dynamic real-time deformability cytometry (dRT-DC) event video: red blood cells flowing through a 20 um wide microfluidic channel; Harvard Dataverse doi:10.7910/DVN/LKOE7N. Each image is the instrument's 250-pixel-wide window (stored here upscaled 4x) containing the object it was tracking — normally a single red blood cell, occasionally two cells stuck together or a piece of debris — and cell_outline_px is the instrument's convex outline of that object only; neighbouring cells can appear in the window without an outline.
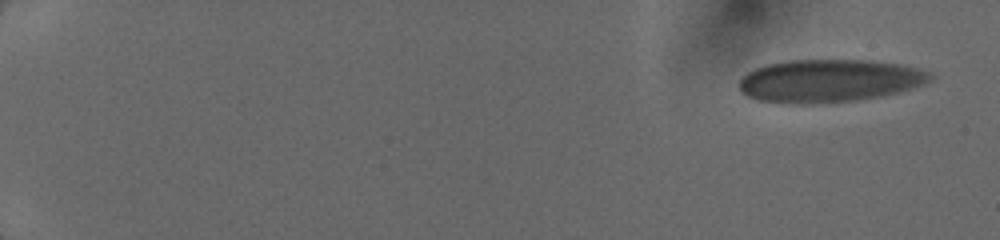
{"species": "human", "species_latin": "Homo sapiens", "temperature_condition": "cold", "stored_images_in_passage": 19, "camera_frame_rate_fps": 3000, "um_per_image_px": 0.085, "donor": {"sex": "female"}, "frame": {"image": 1, "passage_image": 1, "time_ms": 0.0, "image_size_px": [1000, 240], "cell_outline_px": [[932, 76], [924, 84], [896, 92], [880, 96], [856, 100], [828, 104], [796, 104], [760, 100], [748, 96], [740, 88], [740, 80], [748, 72], [764, 64], [792, 60], [868, 60], [900, 64], [916, 68], [928, 72]], "centroid_in_image_um": [70.46, 6.87], "position_along_channel_um": 14.5, "area_um2": 47.4}}
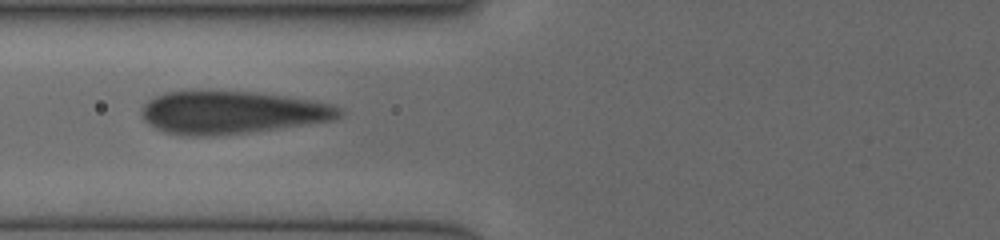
{"frame": {"image": 2, "passage_image": 14, "time_ms": 6.667, "image_size_px": [1000, 240], "cell_outline_px": [[344, 112], [336, 120], [252, 132], [212, 136], [188, 136], [164, 132], [148, 124], [144, 120], [140, 112], [140, 108], [148, 100], [164, 92], [192, 88], [220, 88], [256, 92], [316, 100], [332, 104], [340, 108]], "centroid_in_image_um": [19.67, 9.51], "position_along_channel_um": 106.1, "area_um2": 51.15}}
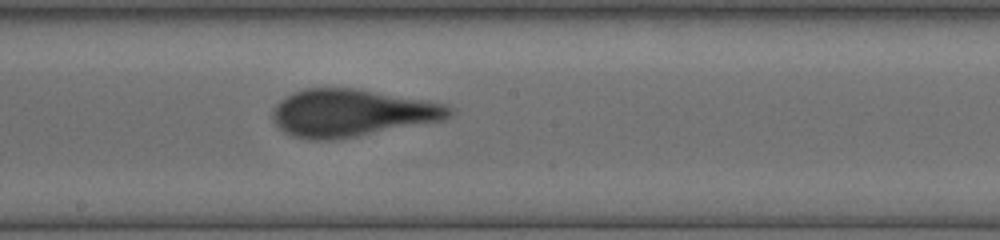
{"frame": {"image": 3, "passage_image": 19, "time_ms": 9.333, "image_size_px": [1000, 240], "cell_outline_px": [[452, 116], [444, 120], [356, 136], [332, 140], [308, 140], [292, 136], [284, 132], [276, 124], [272, 116], [272, 112], [276, 104], [280, 100], [304, 88], [352, 88], [428, 100], [444, 104], [452, 108]], "centroid_in_image_um": [29.89, 9.6], "position_along_channel_um": 218.3, "area_um2": 48.55}}